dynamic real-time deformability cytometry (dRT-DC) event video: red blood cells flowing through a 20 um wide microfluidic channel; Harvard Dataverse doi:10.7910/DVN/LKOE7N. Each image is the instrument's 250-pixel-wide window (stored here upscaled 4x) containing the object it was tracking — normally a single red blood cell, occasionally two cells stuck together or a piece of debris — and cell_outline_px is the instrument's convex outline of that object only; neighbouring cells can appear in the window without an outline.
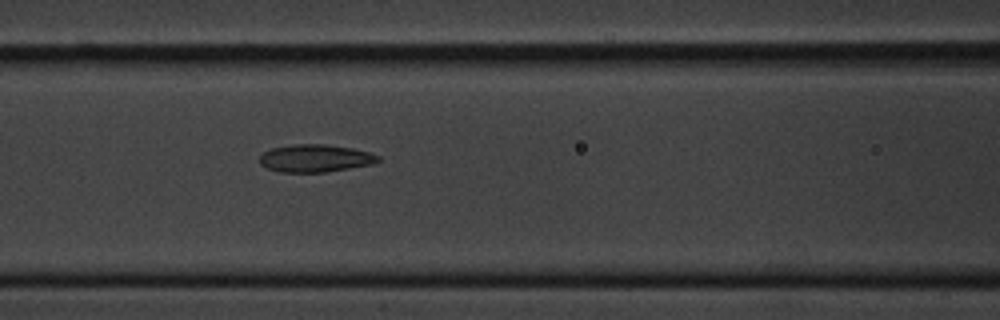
{"species": "common noctule bat (a hibernating species)", "species_latin": "Nyctalus noctula", "temperature_condition": "cold", "stored_images_in_passage": 4, "camera_frame_rate_fps": 3000, "um_per_image_px": 0.085, "animal": {"sex": "male", "body_mass_g": 20.1, "forearm_length_mm": 53.5}, "frame": {"image": 1, "passage_image": 4, "time_ms": 3.333, "image_size_px": [1000, 320], "cell_outline_px": [[380, 160], [372, 164], [324, 172], [280, 172], [268, 168], [260, 164], [260, 156], [264, 152], [272, 148], [296, 144], [324, 144], [352, 148], [368, 152], [380, 156]], "centroid_in_image_um": [26.79, 13.45], "position_along_channel_um": 139.8, "area_um2": 18.84}}